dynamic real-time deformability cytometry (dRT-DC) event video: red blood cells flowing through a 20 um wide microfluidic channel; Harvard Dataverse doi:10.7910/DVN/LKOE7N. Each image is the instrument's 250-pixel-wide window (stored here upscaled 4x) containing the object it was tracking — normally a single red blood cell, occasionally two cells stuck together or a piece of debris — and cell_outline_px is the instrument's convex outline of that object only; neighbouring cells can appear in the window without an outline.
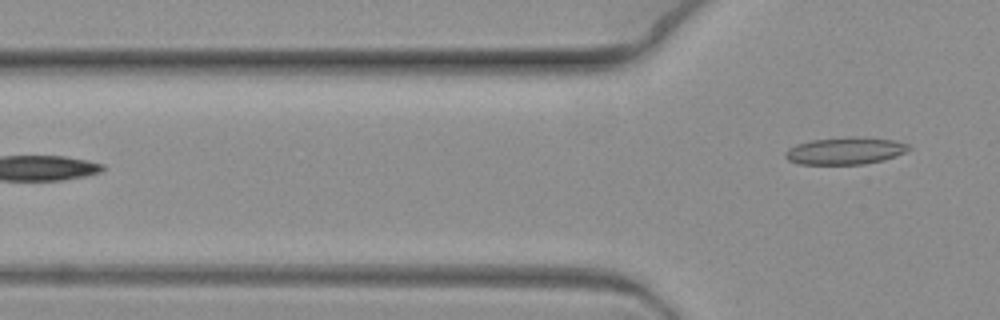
{"species": "common noctule bat (a hibernating species)", "species_latin": "Nyctalus noctula", "temperature_condition": "warm", "stored_images_in_passage": 7, "camera_frame_rate_fps": 3000, "um_per_image_px": 0.085, "animal": {"sex": "female", "body_mass_g": 19.3, "forearm_length_mm": 54.1}, "frame": {"image": 1, "passage_image": 7, "time_ms": 2.0, "image_size_px": [1000, 320], "cell_outline_px": [[912, 148], [896, 156], [884, 160], [864, 164], [800, 164], [788, 160], [784, 156], [784, 152], [788, 148], [796, 144], [812, 140], [848, 136], [856, 136], [892, 140], [908, 144]], "centroid_in_image_um": [71.82, 12.81], "position_along_channel_um": 54.0, "area_um2": 19.65}}